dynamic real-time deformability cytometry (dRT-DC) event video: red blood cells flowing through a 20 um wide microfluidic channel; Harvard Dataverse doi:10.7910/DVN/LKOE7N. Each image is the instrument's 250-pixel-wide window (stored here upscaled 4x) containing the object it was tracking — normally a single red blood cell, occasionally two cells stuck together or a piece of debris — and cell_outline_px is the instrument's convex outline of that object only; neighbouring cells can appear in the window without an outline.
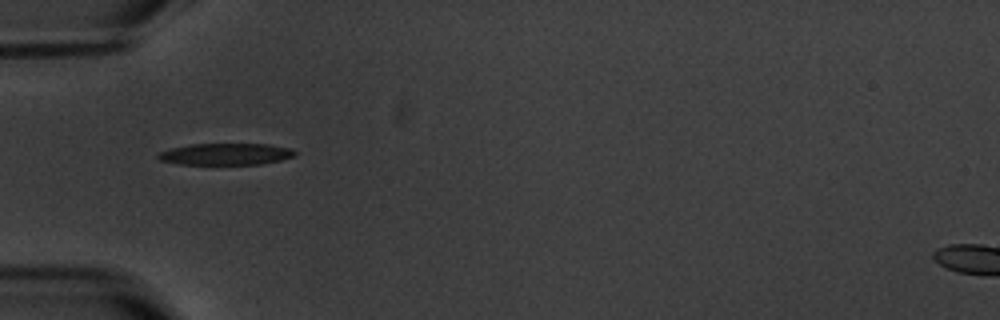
{"species": "common noctule bat (a hibernating species)", "species_latin": "Nyctalus noctula", "temperature_condition": "warm", "stored_images_in_passage": 11, "camera_frame_rate_fps": 3000, "um_per_image_px": 0.085, "animal": {"sex": "male", "body_mass_g": 20.1, "forearm_length_mm": 53.5}, "frame": {"image": 1, "passage_image": 1, "time_ms": 0.0, "image_size_px": [1000, 320], "cell_outline_px": [[296, 152], [292, 156], [280, 160], [260, 164], [180, 164], [160, 160], [156, 156], [160, 152], [172, 148], [188, 144], [268, 144], [292, 148]], "centroid_in_image_um": [19.18, 13.09], "position_along_channel_um": 65.8, "area_um2": 17.11}}
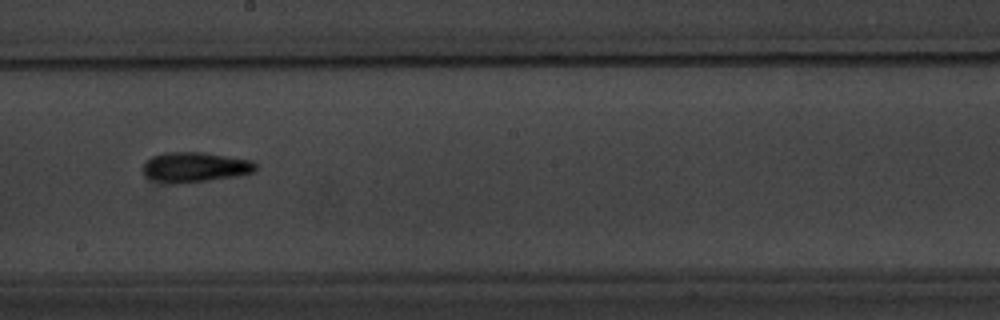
{"frame": {"image": 2, "passage_image": 5, "time_ms": 4.667, "image_size_px": [1000, 320], "cell_outline_px": [[256, 172], [236, 176], [180, 184], [172, 184], [156, 180], [144, 176], [144, 164], [152, 156], [164, 152], [204, 152], [252, 160], [256, 164]], "centroid_in_image_um": [16.6, 14.2], "position_along_channel_um": 231.6, "area_um2": 19.77}}
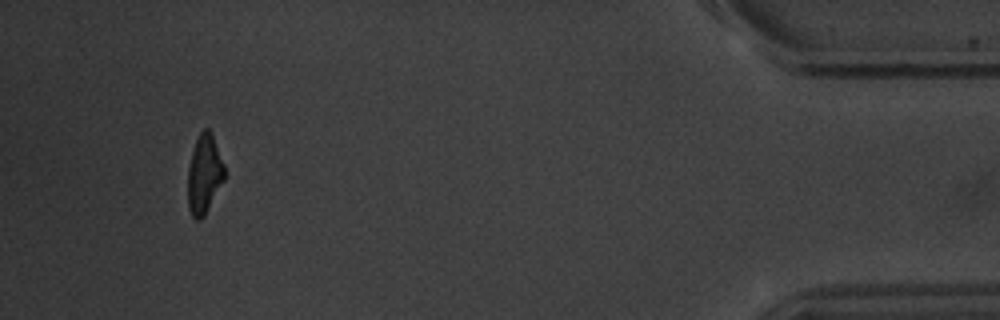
{"frame": {"image": 3, "passage_image": 10, "time_ms": 11.667, "image_size_px": [1000, 320], "cell_outline_px": [[224, 180], [204, 216], [200, 220], [196, 220], [192, 216], [188, 208], [188, 168], [192, 148], [200, 132], [204, 128], [208, 128], [212, 132], [224, 164]], "centroid_in_image_um": [17.35, 14.79], "position_along_channel_um": 417.8, "area_um2": 16.99}, "authors_computed_cell_mechanics": {"area_um2": 18.0914, "velocity_mm_per_s": 3.5797, "shape_relaxation_time_tau1_ms": 6.6138, "shape_relaxation_time_tau2_ms": 4.9163, "deformation_change_tau1": 0.1957, "deformation_change_tau2": 0.1289}}